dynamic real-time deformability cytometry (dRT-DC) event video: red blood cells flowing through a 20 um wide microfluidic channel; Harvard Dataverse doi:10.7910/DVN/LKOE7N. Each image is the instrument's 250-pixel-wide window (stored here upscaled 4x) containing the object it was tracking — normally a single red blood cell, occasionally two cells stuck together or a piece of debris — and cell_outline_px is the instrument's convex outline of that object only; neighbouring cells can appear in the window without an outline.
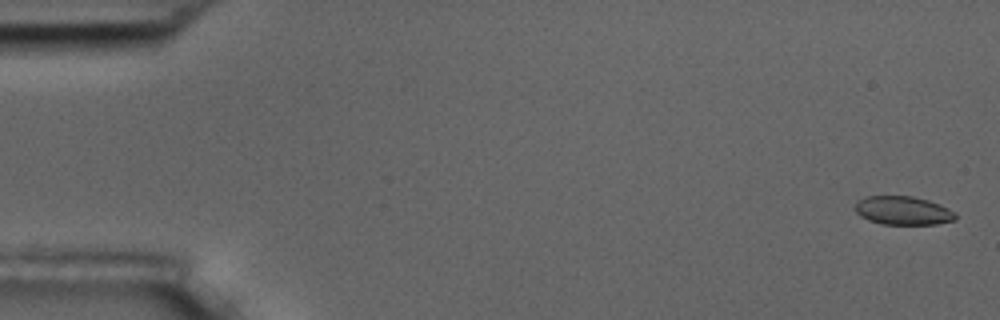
{"species": "common noctule bat (a hibernating species)", "species_latin": "Nyctalus noctula", "temperature_condition": "room temperature", "stored_images_in_passage": 13, "camera_frame_rate_fps": 3000, "um_per_image_px": 0.085, "animal": {"sex": "male", "body_mass_g": 17.5, "forearm_length_mm": 52.3}, "frame": {"image": 1, "passage_image": 1, "time_ms": 0.0, "image_size_px": [1000, 320], "cell_outline_px": [[956, 220], [936, 224], [880, 224], [868, 220], [860, 216], [852, 208], [856, 200], [864, 196], [912, 196], [928, 200], [948, 208], [956, 212]], "centroid_in_image_um": [76.7, 17.89], "position_along_channel_um": 8.3, "area_um2": 16.99}}
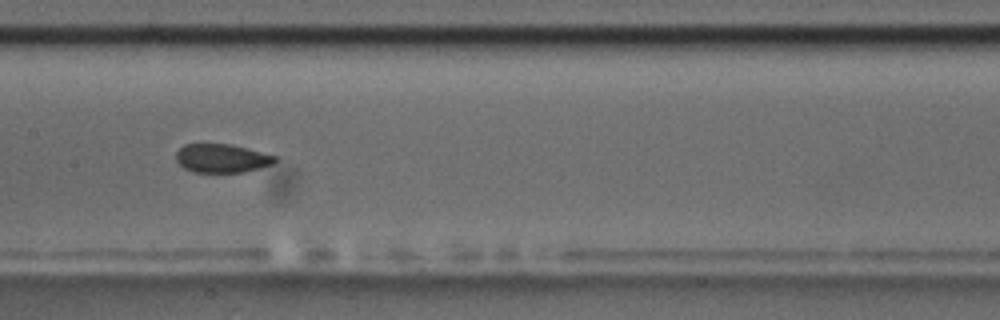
{"frame": {"image": 2, "passage_image": 8, "time_ms": 9.0, "image_size_px": [1000, 320], "cell_outline_px": [[276, 160], [272, 164], [260, 168], [244, 172], [192, 172], [184, 168], [176, 160], [176, 152], [184, 144], [228, 144], [276, 156]], "centroid_in_image_um": [18.82, 13.46], "position_along_channel_um": 188.6, "area_um2": 16.3}}
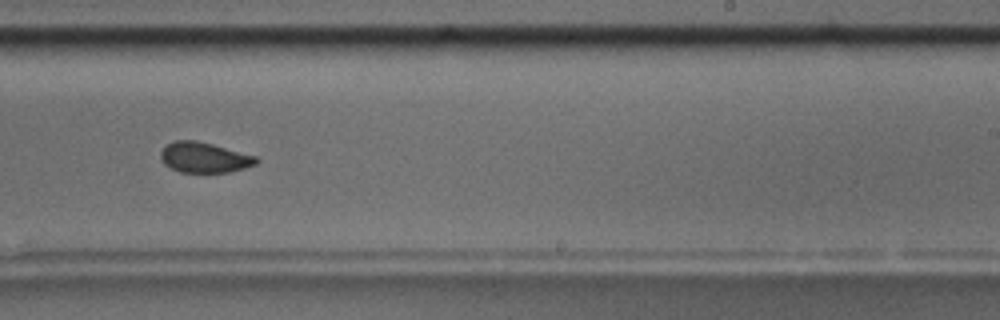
{"frame": {"image": 3, "passage_image": 10, "time_ms": 11.333, "image_size_px": [1000, 320], "cell_outline_px": [[260, 160], [256, 164], [244, 168], [228, 172], [180, 172], [164, 164], [160, 156], [160, 152], [164, 144], [172, 140], [196, 140], [212, 144], [256, 156]], "centroid_in_image_um": [17.33, 13.37], "position_along_channel_um": 271.7, "area_um2": 16.99}, "authors_computed_cell_mechanics": {"area_um2": 17.2244, "velocity_mm_per_s": 3.5734, "shape_relaxation_time_tau1_ms": 7.8714, "shape_relaxation_time_tau2_ms": 1.0846, "deformation_change_tau1": 0.1134, "deformation_change_tau2": 0.0191}}